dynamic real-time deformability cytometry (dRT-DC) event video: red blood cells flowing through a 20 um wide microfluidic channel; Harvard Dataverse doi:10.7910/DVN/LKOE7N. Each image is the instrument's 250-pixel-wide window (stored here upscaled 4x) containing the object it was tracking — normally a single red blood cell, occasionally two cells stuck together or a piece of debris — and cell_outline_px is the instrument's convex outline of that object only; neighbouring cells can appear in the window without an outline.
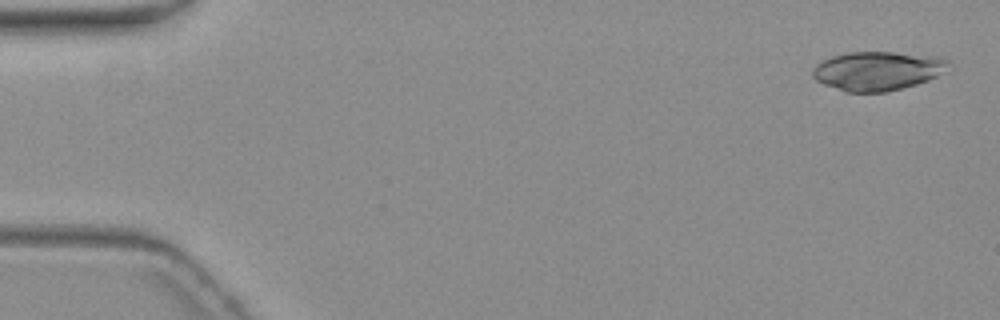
{"species": "common noctule bat (a hibernating species)", "species_latin": "Nyctalus noctula", "temperature_condition": "warm", "stored_images_in_passage": 5, "camera_frame_rate_fps": 3000, "um_per_image_px": 0.085, "animal": {"sex": "female", "body_mass_g": 19.3, "forearm_length_mm": 54.1}, "frame": {"image": 1, "passage_image": 1, "time_ms": 0.0, "image_size_px": [1000, 320], "cell_outline_px": [[948, 60], [936, 76], [928, 80], [916, 84], [884, 92], [848, 92], [824, 84], [816, 80], [812, 76], [812, 68], [816, 64], [832, 56], [848, 52], [892, 52], [940, 56]], "centroid_in_image_um": [74.52, 6.01], "position_along_channel_um": 10.5, "area_um2": 30.35}}